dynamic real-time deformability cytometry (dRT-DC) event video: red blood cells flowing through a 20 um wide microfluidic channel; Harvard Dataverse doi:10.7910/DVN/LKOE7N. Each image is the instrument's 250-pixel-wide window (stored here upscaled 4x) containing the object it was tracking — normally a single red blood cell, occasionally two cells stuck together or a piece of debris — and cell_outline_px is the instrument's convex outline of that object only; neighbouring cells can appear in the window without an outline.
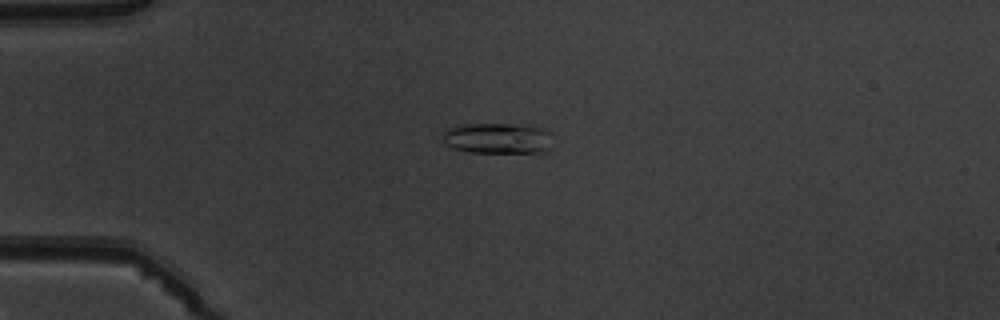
{"species": "common noctule bat (a hibernating species)", "species_latin": "Nyctalus noctula", "temperature_condition": "warm", "stored_images_in_passage": 8, "camera_frame_rate_fps": 3000, "um_per_image_px": 0.085, "animal": {"sex": "male", "body_mass_g": 19.5, "forearm_length_mm": 54.6}, "frame": {"image": 1, "passage_image": 3, "time_ms": 2.333, "image_size_px": [1000, 320], "cell_outline_px": [[552, 148], [536, 152], [472, 152], [456, 148], [444, 144], [444, 132], [448, 128], [460, 124], [532, 124], [548, 132]], "centroid_in_image_um": [42.31, 11.73], "position_along_channel_um": 42.7, "area_um2": 19.59}}
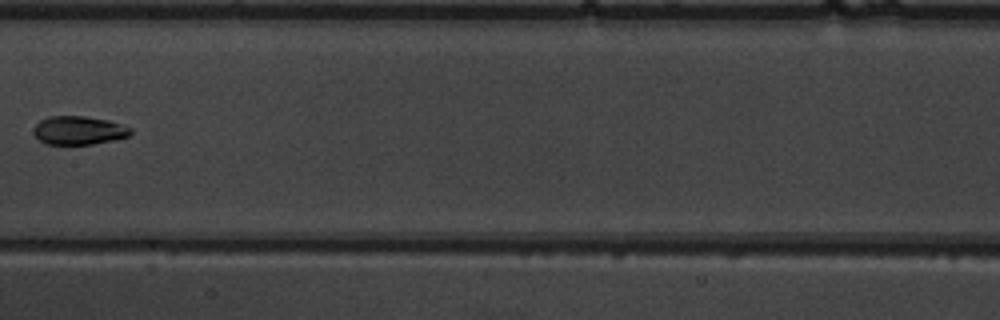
{"frame": {"image": 2, "passage_image": 7, "time_ms": 7.0, "image_size_px": [1000, 320], "cell_outline_px": [[132, 132], [128, 136], [116, 140], [92, 144], [44, 144], [32, 132], [32, 128], [40, 120], [48, 116], [84, 116], [108, 120], [132, 128]], "centroid_in_image_um": [6.68, 11.08], "position_along_channel_um": 200.7, "area_um2": 16.24}}
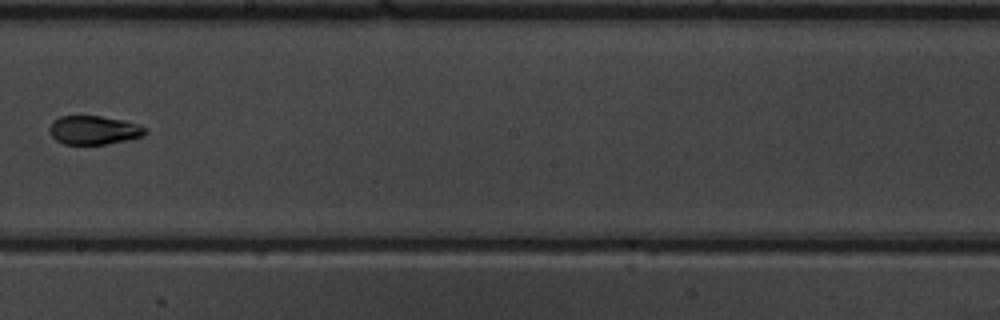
{"frame": {"image": 3, "passage_image": 8, "time_ms": 8.0, "image_size_px": [1000, 320], "cell_outline_px": [[148, 132], [144, 136], [128, 140], [108, 144], [64, 144], [56, 140], [48, 132], [48, 128], [52, 120], [60, 116], [100, 116], [124, 120], [140, 124], [148, 128]], "centroid_in_image_um": [8.01, 11.06], "position_along_channel_um": 240.2, "area_um2": 16.42}}